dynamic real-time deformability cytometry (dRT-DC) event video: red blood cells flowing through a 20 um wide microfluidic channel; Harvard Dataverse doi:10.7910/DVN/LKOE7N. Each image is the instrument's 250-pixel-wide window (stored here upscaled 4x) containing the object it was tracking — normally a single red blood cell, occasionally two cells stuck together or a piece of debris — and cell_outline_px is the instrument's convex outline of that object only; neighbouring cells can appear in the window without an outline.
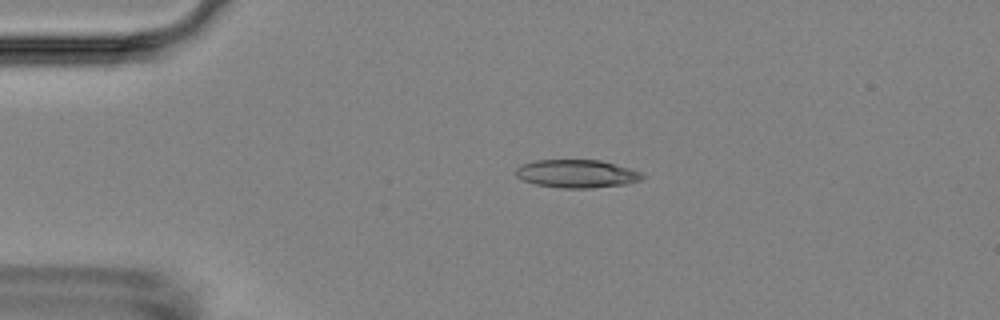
{"species": "Egyptian fruit bat (a non-hibernating species)", "species_latin": "Rousettus aegyptiacus", "temperature_condition": "room temperature", "stored_images_in_passage": 6, "camera_frame_rate_fps": 3000, "um_per_image_px": 0.085, "animal": {"sex": "female"}, "frame": {"image": 1, "passage_image": 1, "time_ms": 0.0, "image_size_px": [1000, 320], "cell_outline_px": [[648, 176], [640, 180], [624, 184], [592, 188], [560, 188], [536, 184], [524, 180], [516, 176], [516, 168], [524, 164], [536, 160], [600, 160], [644, 172]], "centroid_in_image_um": [49.08, 14.77], "position_along_channel_um": 35.9, "area_um2": 20.69}}